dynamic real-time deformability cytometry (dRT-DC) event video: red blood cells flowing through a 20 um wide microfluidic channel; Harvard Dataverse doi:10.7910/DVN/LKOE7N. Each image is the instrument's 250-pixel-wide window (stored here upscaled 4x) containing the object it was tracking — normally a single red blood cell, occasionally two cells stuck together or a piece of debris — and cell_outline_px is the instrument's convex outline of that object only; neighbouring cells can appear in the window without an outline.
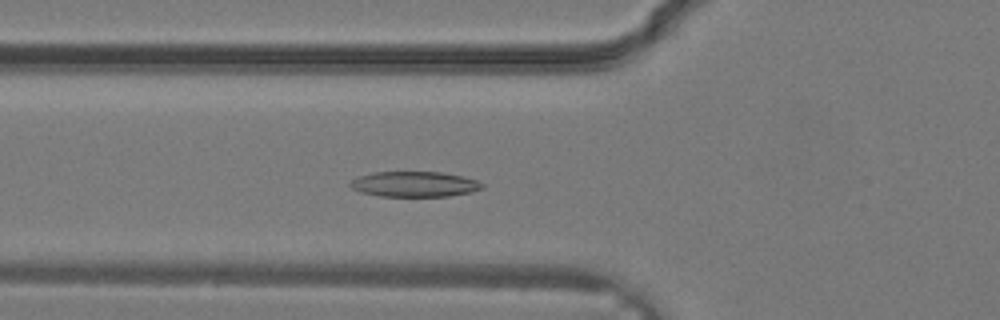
{"species": "common noctule bat (a hibernating species)", "species_latin": "Nyctalus noctula", "temperature_condition": "warm", "stored_images_in_passage": 32, "camera_frame_rate_fps": 3000, "um_per_image_px": 0.085, "animal": {"sex": "male", "body_mass_g": 19.2, "forearm_length_mm": 51.8}, "frame": {"image": 1, "passage_image": 11, "time_ms": 3.333, "image_size_px": [1000, 320], "cell_outline_px": [[484, 188], [472, 192], [448, 196], [380, 196], [360, 192], [352, 188], [348, 184], [352, 180], [360, 176], [376, 172], [440, 172], [460, 176], [476, 180], [484, 184]], "centroid_in_image_um": [35.24, 15.66], "position_along_channel_um": 90.6, "area_um2": 19.36}}
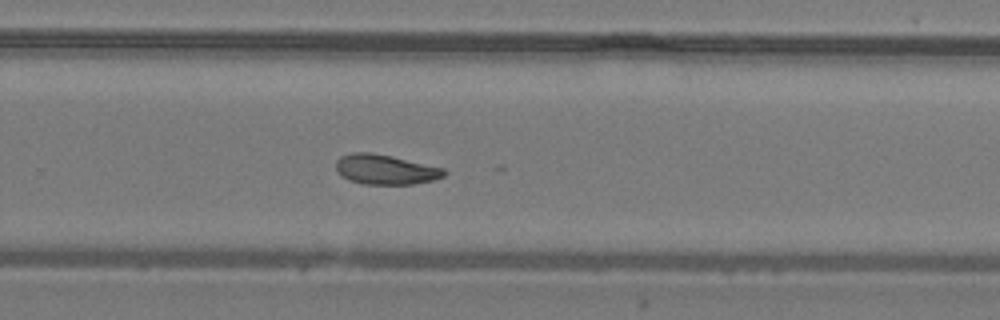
{"frame": {"image": 2, "passage_image": 21, "time_ms": 6.667, "image_size_px": [1000, 320], "cell_outline_px": [[448, 172], [444, 176], [432, 180], [412, 184], [364, 184], [348, 180], [340, 176], [336, 168], [336, 160], [340, 156], [352, 152], [368, 152], [392, 156], [444, 168]], "centroid_in_image_um": [32.74, 14.4], "position_along_channel_um": 297.1, "area_um2": 18.9}}
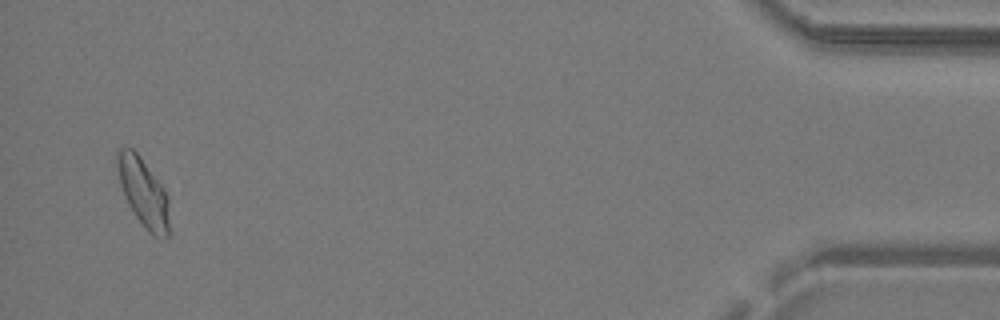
{"frame": {"image": 3, "passage_image": 31, "time_ms": 10.0, "image_size_px": [1000, 320], "cell_outline_px": [[168, 236], [160, 240], [152, 236], [148, 232], [136, 216], [128, 204], [124, 196], [120, 184], [116, 164], [116, 152], [120, 148], [132, 148], [136, 152], [164, 188], [168, 196]], "centroid_in_image_um": [12.18, 16.38], "position_along_channel_um": 423.0, "area_um2": 20.69}}